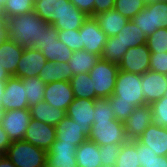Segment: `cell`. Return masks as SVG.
Masks as SVG:
<instances>
[{"mask_svg":"<svg viewBox=\"0 0 167 167\" xmlns=\"http://www.w3.org/2000/svg\"><path fill=\"white\" fill-rule=\"evenodd\" d=\"M8 38L23 48L42 49L48 40V28L51 26L34 11L5 18Z\"/></svg>","mask_w":167,"mask_h":167,"instance_id":"cell-1","label":"cell"},{"mask_svg":"<svg viewBox=\"0 0 167 167\" xmlns=\"http://www.w3.org/2000/svg\"><path fill=\"white\" fill-rule=\"evenodd\" d=\"M4 155L16 167L47 166V151L24 140L12 141Z\"/></svg>","mask_w":167,"mask_h":167,"instance_id":"cell-2","label":"cell"},{"mask_svg":"<svg viewBox=\"0 0 167 167\" xmlns=\"http://www.w3.org/2000/svg\"><path fill=\"white\" fill-rule=\"evenodd\" d=\"M131 21L148 37L156 29L167 28V0L146 3L145 8Z\"/></svg>","mask_w":167,"mask_h":167,"instance_id":"cell-3","label":"cell"},{"mask_svg":"<svg viewBox=\"0 0 167 167\" xmlns=\"http://www.w3.org/2000/svg\"><path fill=\"white\" fill-rule=\"evenodd\" d=\"M118 72V64L99 58L95 66L89 72L98 98H108L114 93Z\"/></svg>","mask_w":167,"mask_h":167,"instance_id":"cell-4","label":"cell"},{"mask_svg":"<svg viewBox=\"0 0 167 167\" xmlns=\"http://www.w3.org/2000/svg\"><path fill=\"white\" fill-rule=\"evenodd\" d=\"M88 140L99 146L107 144L123 145L128 141L123 122L114 120H93Z\"/></svg>","mask_w":167,"mask_h":167,"instance_id":"cell-5","label":"cell"},{"mask_svg":"<svg viewBox=\"0 0 167 167\" xmlns=\"http://www.w3.org/2000/svg\"><path fill=\"white\" fill-rule=\"evenodd\" d=\"M141 88L140 74L119 70L112 95L118 97V101L131 102L136 107L144 106L146 103Z\"/></svg>","mask_w":167,"mask_h":167,"instance_id":"cell-6","label":"cell"},{"mask_svg":"<svg viewBox=\"0 0 167 167\" xmlns=\"http://www.w3.org/2000/svg\"><path fill=\"white\" fill-rule=\"evenodd\" d=\"M81 50L101 57L108 36L101 30L95 17L88 16L79 29Z\"/></svg>","mask_w":167,"mask_h":167,"instance_id":"cell-7","label":"cell"},{"mask_svg":"<svg viewBox=\"0 0 167 167\" xmlns=\"http://www.w3.org/2000/svg\"><path fill=\"white\" fill-rule=\"evenodd\" d=\"M32 119L29 108L3 111L1 126L11 141L23 140Z\"/></svg>","mask_w":167,"mask_h":167,"instance_id":"cell-8","label":"cell"},{"mask_svg":"<svg viewBox=\"0 0 167 167\" xmlns=\"http://www.w3.org/2000/svg\"><path fill=\"white\" fill-rule=\"evenodd\" d=\"M150 55L147 44L131 47L118 64L119 70L142 75L150 68Z\"/></svg>","mask_w":167,"mask_h":167,"instance_id":"cell-9","label":"cell"},{"mask_svg":"<svg viewBox=\"0 0 167 167\" xmlns=\"http://www.w3.org/2000/svg\"><path fill=\"white\" fill-rule=\"evenodd\" d=\"M1 108L3 111L29 108L24 81L21 78L11 76L5 82Z\"/></svg>","mask_w":167,"mask_h":167,"instance_id":"cell-10","label":"cell"},{"mask_svg":"<svg viewBox=\"0 0 167 167\" xmlns=\"http://www.w3.org/2000/svg\"><path fill=\"white\" fill-rule=\"evenodd\" d=\"M56 135L54 126L31 119L23 140L48 152L56 140Z\"/></svg>","mask_w":167,"mask_h":167,"instance_id":"cell-11","label":"cell"},{"mask_svg":"<svg viewBox=\"0 0 167 167\" xmlns=\"http://www.w3.org/2000/svg\"><path fill=\"white\" fill-rule=\"evenodd\" d=\"M145 103L151 105L167 94V75L148 70L141 75Z\"/></svg>","mask_w":167,"mask_h":167,"instance_id":"cell-12","label":"cell"},{"mask_svg":"<svg viewBox=\"0 0 167 167\" xmlns=\"http://www.w3.org/2000/svg\"><path fill=\"white\" fill-rule=\"evenodd\" d=\"M46 62L47 60L40 50L31 47L24 48L14 77L21 79L39 77L40 71Z\"/></svg>","mask_w":167,"mask_h":167,"instance_id":"cell-13","label":"cell"},{"mask_svg":"<svg viewBox=\"0 0 167 167\" xmlns=\"http://www.w3.org/2000/svg\"><path fill=\"white\" fill-rule=\"evenodd\" d=\"M76 6L69 0H34V12L52 25L65 12H73Z\"/></svg>","mask_w":167,"mask_h":167,"instance_id":"cell-14","label":"cell"},{"mask_svg":"<svg viewBox=\"0 0 167 167\" xmlns=\"http://www.w3.org/2000/svg\"><path fill=\"white\" fill-rule=\"evenodd\" d=\"M74 95L70 81H54L47 83L44 94V101L55 108L67 111L73 102Z\"/></svg>","mask_w":167,"mask_h":167,"instance_id":"cell-15","label":"cell"},{"mask_svg":"<svg viewBox=\"0 0 167 167\" xmlns=\"http://www.w3.org/2000/svg\"><path fill=\"white\" fill-rule=\"evenodd\" d=\"M77 147L72 143H61V140H55L47 152L46 167H78L75 156Z\"/></svg>","mask_w":167,"mask_h":167,"instance_id":"cell-16","label":"cell"},{"mask_svg":"<svg viewBox=\"0 0 167 167\" xmlns=\"http://www.w3.org/2000/svg\"><path fill=\"white\" fill-rule=\"evenodd\" d=\"M152 124V108L150 105L139 106L124 122L126 138L136 140Z\"/></svg>","mask_w":167,"mask_h":167,"instance_id":"cell-17","label":"cell"},{"mask_svg":"<svg viewBox=\"0 0 167 167\" xmlns=\"http://www.w3.org/2000/svg\"><path fill=\"white\" fill-rule=\"evenodd\" d=\"M41 53L47 61L68 62L73 55V51L58 39V30L51 25L48 28V40L43 43Z\"/></svg>","mask_w":167,"mask_h":167,"instance_id":"cell-18","label":"cell"},{"mask_svg":"<svg viewBox=\"0 0 167 167\" xmlns=\"http://www.w3.org/2000/svg\"><path fill=\"white\" fill-rule=\"evenodd\" d=\"M56 140L61 143H72L79 146L85 142L90 135L91 128H83L74 122L70 117L66 116L56 126Z\"/></svg>","mask_w":167,"mask_h":167,"instance_id":"cell-19","label":"cell"},{"mask_svg":"<svg viewBox=\"0 0 167 167\" xmlns=\"http://www.w3.org/2000/svg\"><path fill=\"white\" fill-rule=\"evenodd\" d=\"M139 143L149 147L157 156H167V128L151 124L136 139Z\"/></svg>","mask_w":167,"mask_h":167,"instance_id":"cell-20","label":"cell"},{"mask_svg":"<svg viewBox=\"0 0 167 167\" xmlns=\"http://www.w3.org/2000/svg\"><path fill=\"white\" fill-rule=\"evenodd\" d=\"M66 114L83 128H91L94 120V100L74 98Z\"/></svg>","mask_w":167,"mask_h":167,"instance_id":"cell-21","label":"cell"},{"mask_svg":"<svg viewBox=\"0 0 167 167\" xmlns=\"http://www.w3.org/2000/svg\"><path fill=\"white\" fill-rule=\"evenodd\" d=\"M24 48L7 38L0 44V64L10 76H14Z\"/></svg>","mask_w":167,"mask_h":167,"instance_id":"cell-22","label":"cell"},{"mask_svg":"<svg viewBox=\"0 0 167 167\" xmlns=\"http://www.w3.org/2000/svg\"><path fill=\"white\" fill-rule=\"evenodd\" d=\"M32 119L45 122L48 125L56 126L67 114L66 111L40 101L36 105L29 107Z\"/></svg>","mask_w":167,"mask_h":167,"instance_id":"cell-23","label":"cell"},{"mask_svg":"<svg viewBox=\"0 0 167 167\" xmlns=\"http://www.w3.org/2000/svg\"><path fill=\"white\" fill-rule=\"evenodd\" d=\"M101 30L108 36L117 35L128 23L129 19L112 9L94 16Z\"/></svg>","mask_w":167,"mask_h":167,"instance_id":"cell-24","label":"cell"},{"mask_svg":"<svg viewBox=\"0 0 167 167\" xmlns=\"http://www.w3.org/2000/svg\"><path fill=\"white\" fill-rule=\"evenodd\" d=\"M76 161L78 167H101L102 161L99 145L88 139L77 147Z\"/></svg>","mask_w":167,"mask_h":167,"instance_id":"cell-25","label":"cell"},{"mask_svg":"<svg viewBox=\"0 0 167 167\" xmlns=\"http://www.w3.org/2000/svg\"><path fill=\"white\" fill-rule=\"evenodd\" d=\"M39 77L45 83L54 81H70L73 77V73L68 62L56 63L53 61H47L41 69Z\"/></svg>","mask_w":167,"mask_h":167,"instance_id":"cell-26","label":"cell"},{"mask_svg":"<svg viewBox=\"0 0 167 167\" xmlns=\"http://www.w3.org/2000/svg\"><path fill=\"white\" fill-rule=\"evenodd\" d=\"M124 48L136 47L146 44L147 36L141 28L135 25L131 20L115 35Z\"/></svg>","mask_w":167,"mask_h":167,"instance_id":"cell-27","label":"cell"},{"mask_svg":"<svg viewBox=\"0 0 167 167\" xmlns=\"http://www.w3.org/2000/svg\"><path fill=\"white\" fill-rule=\"evenodd\" d=\"M99 58V56L83 49L73 51V55L68 60L73 76L80 73H89Z\"/></svg>","mask_w":167,"mask_h":167,"instance_id":"cell-28","label":"cell"},{"mask_svg":"<svg viewBox=\"0 0 167 167\" xmlns=\"http://www.w3.org/2000/svg\"><path fill=\"white\" fill-rule=\"evenodd\" d=\"M74 98L97 99L89 73H80L70 79Z\"/></svg>","mask_w":167,"mask_h":167,"instance_id":"cell-29","label":"cell"},{"mask_svg":"<svg viewBox=\"0 0 167 167\" xmlns=\"http://www.w3.org/2000/svg\"><path fill=\"white\" fill-rule=\"evenodd\" d=\"M22 80L24 81V88L26 89L29 107L36 105L40 101H44L47 83H45L40 77H29Z\"/></svg>","mask_w":167,"mask_h":167,"instance_id":"cell-30","label":"cell"},{"mask_svg":"<svg viewBox=\"0 0 167 167\" xmlns=\"http://www.w3.org/2000/svg\"><path fill=\"white\" fill-rule=\"evenodd\" d=\"M114 167H140L137 140H128L121 146Z\"/></svg>","mask_w":167,"mask_h":167,"instance_id":"cell-31","label":"cell"},{"mask_svg":"<svg viewBox=\"0 0 167 167\" xmlns=\"http://www.w3.org/2000/svg\"><path fill=\"white\" fill-rule=\"evenodd\" d=\"M88 16L78 8L73 12H65L52 24L57 30H77L80 29Z\"/></svg>","mask_w":167,"mask_h":167,"instance_id":"cell-32","label":"cell"},{"mask_svg":"<svg viewBox=\"0 0 167 167\" xmlns=\"http://www.w3.org/2000/svg\"><path fill=\"white\" fill-rule=\"evenodd\" d=\"M140 167H167V156H157L148 146L137 141Z\"/></svg>","mask_w":167,"mask_h":167,"instance_id":"cell-33","label":"cell"},{"mask_svg":"<svg viewBox=\"0 0 167 167\" xmlns=\"http://www.w3.org/2000/svg\"><path fill=\"white\" fill-rule=\"evenodd\" d=\"M128 49L124 48L117 37H108L100 58L104 61L119 64Z\"/></svg>","mask_w":167,"mask_h":167,"instance_id":"cell-34","label":"cell"},{"mask_svg":"<svg viewBox=\"0 0 167 167\" xmlns=\"http://www.w3.org/2000/svg\"><path fill=\"white\" fill-rule=\"evenodd\" d=\"M34 10L33 0H7L0 14L4 17H12L30 13Z\"/></svg>","mask_w":167,"mask_h":167,"instance_id":"cell-35","label":"cell"},{"mask_svg":"<svg viewBox=\"0 0 167 167\" xmlns=\"http://www.w3.org/2000/svg\"><path fill=\"white\" fill-rule=\"evenodd\" d=\"M145 0H115L114 10L131 20L145 8Z\"/></svg>","mask_w":167,"mask_h":167,"instance_id":"cell-36","label":"cell"},{"mask_svg":"<svg viewBox=\"0 0 167 167\" xmlns=\"http://www.w3.org/2000/svg\"><path fill=\"white\" fill-rule=\"evenodd\" d=\"M151 52H167V28L156 29L147 37L146 42Z\"/></svg>","mask_w":167,"mask_h":167,"instance_id":"cell-37","label":"cell"},{"mask_svg":"<svg viewBox=\"0 0 167 167\" xmlns=\"http://www.w3.org/2000/svg\"><path fill=\"white\" fill-rule=\"evenodd\" d=\"M111 103V109L113 110L115 119L121 122H125L127 118L132 114L136 106L131 102L118 101V97L111 95L108 97Z\"/></svg>","mask_w":167,"mask_h":167,"instance_id":"cell-38","label":"cell"},{"mask_svg":"<svg viewBox=\"0 0 167 167\" xmlns=\"http://www.w3.org/2000/svg\"><path fill=\"white\" fill-rule=\"evenodd\" d=\"M150 106L152 108V124L167 128V94Z\"/></svg>","mask_w":167,"mask_h":167,"instance_id":"cell-39","label":"cell"},{"mask_svg":"<svg viewBox=\"0 0 167 167\" xmlns=\"http://www.w3.org/2000/svg\"><path fill=\"white\" fill-rule=\"evenodd\" d=\"M94 120H114L115 116L111 109L108 98L94 99Z\"/></svg>","mask_w":167,"mask_h":167,"instance_id":"cell-40","label":"cell"},{"mask_svg":"<svg viewBox=\"0 0 167 167\" xmlns=\"http://www.w3.org/2000/svg\"><path fill=\"white\" fill-rule=\"evenodd\" d=\"M121 146L122 145L114 143L99 146V153L102 161V166H115Z\"/></svg>","mask_w":167,"mask_h":167,"instance_id":"cell-41","label":"cell"},{"mask_svg":"<svg viewBox=\"0 0 167 167\" xmlns=\"http://www.w3.org/2000/svg\"><path fill=\"white\" fill-rule=\"evenodd\" d=\"M58 39L65 43L72 51L81 50V36L77 30H58Z\"/></svg>","mask_w":167,"mask_h":167,"instance_id":"cell-42","label":"cell"},{"mask_svg":"<svg viewBox=\"0 0 167 167\" xmlns=\"http://www.w3.org/2000/svg\"><path fill=\"white\" fill-rule=\"evenodd\" d=\"M149 70L167 75V52H151Z\"/></svg>","mask_w":167,"mask_h":167,"instance_id":"cell-43","label":"cell"},{"mask_svg":"<svg viewBox=\"0 0 167 167\" xmlns=\"http://www.w3.org/2000/svg\"><path fill=\"white\" fill-rule=\"evenodd\" d=\"M72 4L76 6L81 12L85 13L87 16L93 17L94 11V0H69Z\"/></svg>","mask_w":167,"mask_h":167,"instance_id":"cell-44","label":"cell"},{"mask_svg":"<svg viewBox=\"0 0 167 167\" xmlns=\"http://www.w3.org/2000/svg\"><path fill=\"white\" fill-rule=\"evenodd\" d=\"M115 0H94L93 17L114 8Z\"/></svg>","mask_w":167,"mask_h":167,"instance_id":"cell-45","label":"cell"},{"mask_svg":"<svg viewBox=\"0 0 167 167\" xmlns=\"http://www.w3.org/2000/svg\"><path fill=\"white\" fill-rule=\"evenodd\" d=\"M12 141L10 140L9 136L2 128L0 123V154L4 155L8 150V147L11 145Z\"/></svg>","mask_w":167,"mask_h":167,"instance_id":"cell-46","label":"cell"},{"mask_svg":"<svg viewBox=\"0 0 167 167\" xmlns=\"http://www.w3.org/2000/svg\"><path fill=\"white\" fill-rule=\"evenodd\" d=\"M8 38L5 18L0 14V44Z\"/></svg>","mask_w":167,"mask_h":167,"instance_id":"cell-47","label":"cell"},{"mask_svg":"<svg viewBox=\"0 0 167 167\" xmlns=\"http://www.w3.org/2000/svg\"><path fill=\"white\" fill-rule=\"evenodd\" d=\"M0 167H16V166L5 155H1Z\"/></svg>","mask_w":167,"mask_h":167,"instance_id":"cell-48","label":"cell"},{"mask_svg":"<svg viewBox=\"0 0 167 167\" xmlns=\"http://www.w3.org/2000/svg\"><path fill=\"white\" fill-rule=\"evenodd\" d=\"M11 76L7 73V71L0 64V81L6 82Z\"/></svg>","mask_w":167,"mask_h":167,"instance_id":"cell-49","label":"cell"},{"mask_svg":"<svg viewBox=\"0 0 167 167\" xmlns=\"http://www.w3.org/2000/svg\"><path fill=\"white\" fill-rule=\"evenodd\" d=\"M4 88H5V82L0 81V106H1V100L4 93Z\"/></svg>","mask_w":167,"mask_h":167,"instance_id":"cell-50","label":"cell"},{"mask_svg":"<svg viewBox=\"0 0 167 167\" xmlns=\"http://www.w3.org/2000/svg\"><path fill=\"white\" fill-rule=\"evenodd\" d=\"M7 0H0V12L3 10Z\"/></svg>","mask_w":167,"mask_h":167,"instance_id":"cell-51","label":"cell"},{"mask_svg":"<svg viewBox=\"0 0 167 167\" xmlns=\"http://www.w3.org/2000/svg\"><path fill=\"white\" fill-rule=\"evenodd\" d=\"M2 113H3V109L0 106V122H1V118H2Z\"/></svg>","mask_w":167,"mask_h":167,"instance_id":"cell-52","label":"cell"},{"mask_svg":"<svg viewBox=\"0 0 167 167\" xmlns=\"http://www.w3.org/2000/svg\"><path fill=\"white\" fill-rule=\"evenodd\" d=\"M153 1H159V0H145L146 3L153 2Z\"/></svg>","mask_w":167,"mask_h":167,"instance_id":"cell-53","label":"cell"}]
</instances>
